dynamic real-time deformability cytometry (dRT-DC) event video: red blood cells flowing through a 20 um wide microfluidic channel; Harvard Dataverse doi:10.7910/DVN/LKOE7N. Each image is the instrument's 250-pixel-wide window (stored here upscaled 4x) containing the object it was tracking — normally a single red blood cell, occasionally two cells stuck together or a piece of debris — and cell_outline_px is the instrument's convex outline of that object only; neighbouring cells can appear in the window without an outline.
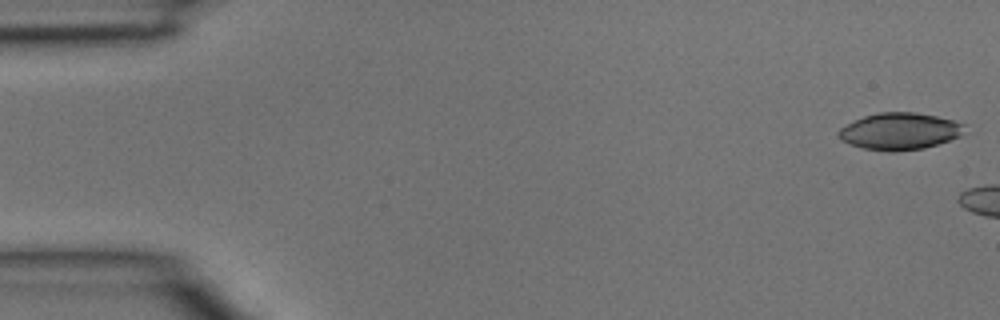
{"species": "common noctule bat (a hibernating species)", "species_latin": "Nyctalus noctula", "temperature_condition": "room temperature", "stored_images_in_passage": 5, "camera_frame_rate_fps": 3000, "um_per_image_px": 0.085, "animal": {"sex": "male", "body_mass_g": 15.6}, "frame": {"image": 1, "passage_image": 1, "time_ms": 0.0, "image_size_px": [1000, 320], "cell_outline_px": [[964, 124], [960, 136], [924, 148], [896, 152], [888, 152], [864, 148], [840, 140], [836, 136], [836, 132], [840, 128], [864, 116], [880, 112], [916, 112], [936, 116], [952, 120]], "centroid_in_image_um": [76.43, 11.16], "position_along_channel_um": 8.6, "area_um2": 26.88}}